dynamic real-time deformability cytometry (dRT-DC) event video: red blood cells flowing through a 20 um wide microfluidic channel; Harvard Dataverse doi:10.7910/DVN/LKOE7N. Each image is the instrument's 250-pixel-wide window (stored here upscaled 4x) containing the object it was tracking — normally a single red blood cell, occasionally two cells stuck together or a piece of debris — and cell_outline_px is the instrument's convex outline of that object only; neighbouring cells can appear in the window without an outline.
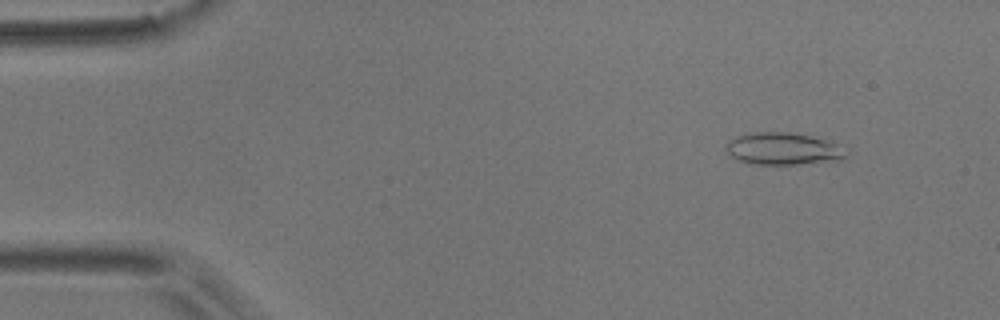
{"species": "common noctule bat (a hibernating species)", "species_latin": "Nyctalus noctula", "temperature_condition": "room temperature", "stored_images_in_passage": 54, "camera_frame_rate_fps": 3000, "um_per_image_px": 0.085, "animal": {"sex": "male", "body_mass_g": 17.9}, "frame": {"image": 1, "passage_image": 6, "time_ms": 1.667, "image_size_px": [1000, 320], "cell_outline_px": [[852, 148], [840, 160], [796, 164], [752, 164], [736, 160], [728, 152], [724, 144], [728, 140], [744, 132], [788, 132], [828, 140]], "centroid_in_image_um": [66.58, 12.63], "position_along_channel_um": 18.4, "area_um2": 22.95}}
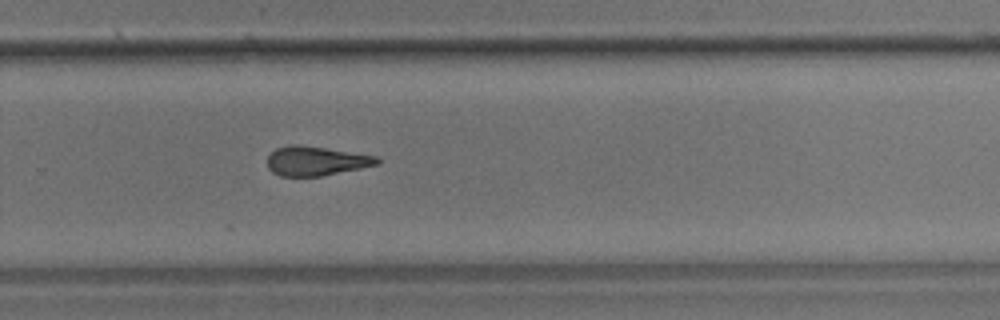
{"frame": {"image": 2, "passage_image": 36, "time_ms": 11.667, "image_size_px": [1000, 320], "cell_outline_px": [[380, 164], [320, 176], [280, 176], [272, 172], [268, 168], [268, 156], [276, 148], [288, 144], [300, 144], [376, 156], [380, 160]], "centroid_in_image_um": [26.83, 13.67], "position_along_channel_um": 303.0, "area_um2": 18.67}}
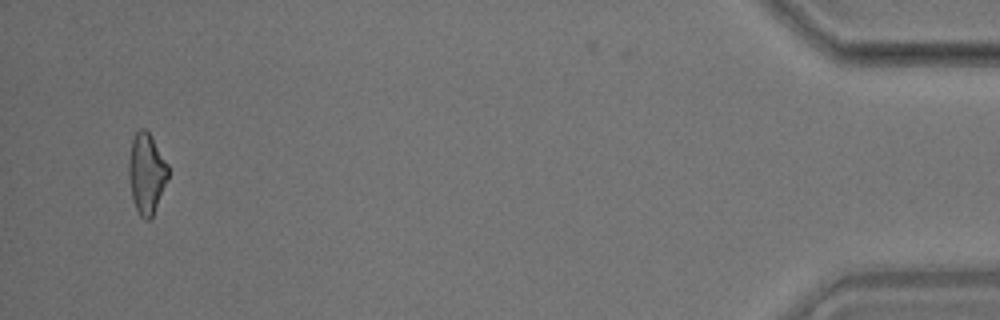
{"frame": {"image": 3, "passage_image": 52, "time_ms": 17.0, "image_size_px": [1000, 320], "cell_outline_px": [[168, 180], [152, 216], [148, 220], [144, 220], [140, 216], [136, 208], [132, 196], [128, 176], [128, 160], [132, 140], [136, 132], [140, 128], [144, 128], [148, 132], [168, 164]], "centroid_in_image_um": [12.44, 14.74], "position_along_channel_um": 422.8, "area_um2": 18.32}, "authors_computed_cell_mechanics": {"area_um2": 19.6809, "velocity_mm_per_s": 3.7414, "shape_relaxation_time_tau1_ms": null, "shape_relaxation_time_tau2_ms": 3.1944, "deformation_change_tau1": null, "deformation_change_tau2": 0.1327}}